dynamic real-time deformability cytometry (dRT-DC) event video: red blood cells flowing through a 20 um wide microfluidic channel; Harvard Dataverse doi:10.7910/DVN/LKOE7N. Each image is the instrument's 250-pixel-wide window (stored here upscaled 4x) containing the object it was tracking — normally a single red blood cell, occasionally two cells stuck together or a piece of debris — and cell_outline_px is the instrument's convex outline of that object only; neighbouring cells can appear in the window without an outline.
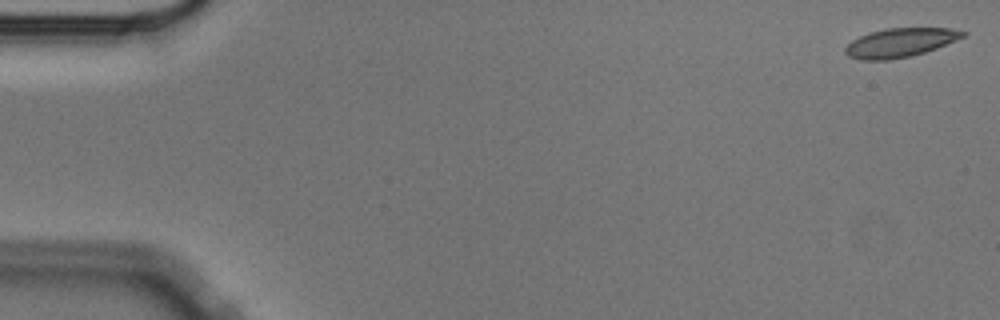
{"species": "Egyptian fruit bat (a non-hibernating species)", "species_latin": "Rousettus aegyptiacus", "temperature_condition": "cold", "stored_images_in_passage": 10, "camera_frame_rate_fps": 3000, "um_per_image_px": 0.085, "animal": {"sex": "male"}, "frame": {"image": 1, "passage_image": 1, "time_ms": 0.0, "image_size_px": [1000, 320], "cell_outline_px": [[968, 32], [964, 36], [956, 40], [936, 48], [912, 56], [888, 60], [860, 60], [848, 56], [844, 52], [844, 48], [852, 40], [868, 32], [884, 28], [948, 28]], "centroid_in_image_um": [76.47, 3.62], "position_along_channel_um": 8.5, "area_um2": 19.88}}